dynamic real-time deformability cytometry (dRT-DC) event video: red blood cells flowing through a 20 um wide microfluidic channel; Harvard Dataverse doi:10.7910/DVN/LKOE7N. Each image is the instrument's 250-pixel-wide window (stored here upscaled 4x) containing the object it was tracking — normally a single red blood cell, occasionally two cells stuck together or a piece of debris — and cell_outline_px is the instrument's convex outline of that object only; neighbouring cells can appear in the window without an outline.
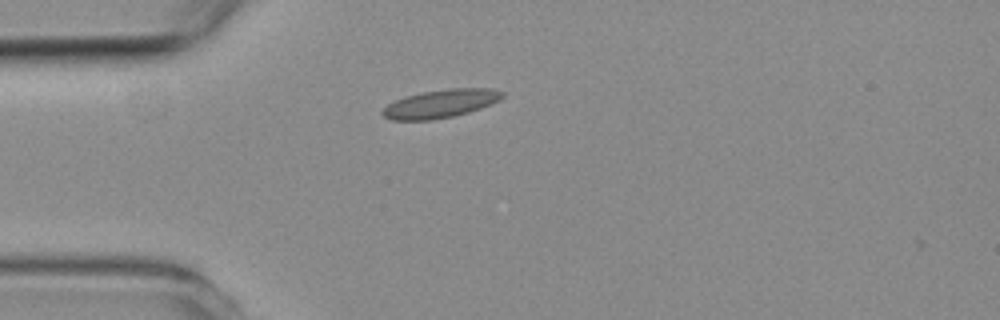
{"species": "common noctule bat (a hibernating species)", "species_latin": "Nyctalus noctula", "temperature_condition": "room temperature", "stored_images_in_passage": 2, "camera_frame_rate_fps": 3000, "um_per_image_px": 0.085, "animal": {"sex": "female", "body_mass_g": 19.3, "forearm_length_mm": 54.1}, "frame": {"image": 1, "passage_image": 1, "time_ms": 0.0, "image_size_px": [1000, 320], "cell_outline_px": [[504, 96], [500, 100], [480, 108], [468, 112], [452, 116], [432, 120], [392, 120], [384, 116], [380, 112], [388, 104], [404, 96], [420, 92], [448, 88], [488, 88], [504, 92]], "centroid_in_image_um": [37.44, 8.8], "position_along_channel_um": 47.6, "area_um2": 19.71}}